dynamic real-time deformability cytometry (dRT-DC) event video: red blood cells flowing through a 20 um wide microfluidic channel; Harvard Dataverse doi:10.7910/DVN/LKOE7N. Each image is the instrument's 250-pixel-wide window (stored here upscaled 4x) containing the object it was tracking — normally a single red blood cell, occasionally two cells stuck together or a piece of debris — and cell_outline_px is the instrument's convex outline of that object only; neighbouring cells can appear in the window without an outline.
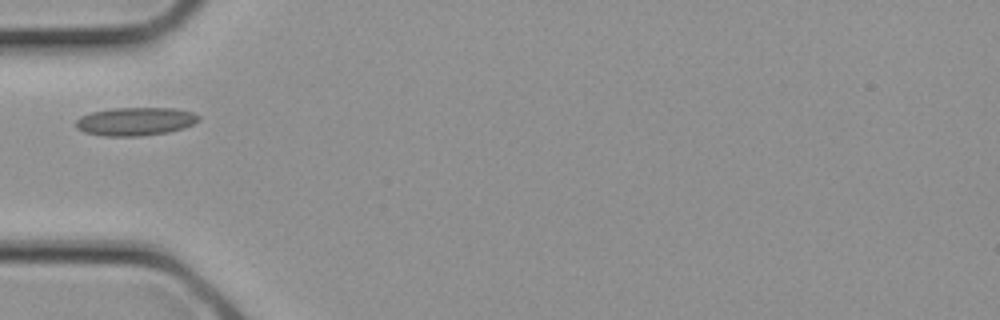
{"species": "common noctule bat (a hibernating species)", "species_latin": "Nyctalus noctula", "temperature_condition": "cold", "stored_images_in_passage": 1, "camera_frame_rate_fps": 3000, "um_per_image_px": 0.085, "animal": {"sex": "female", "body_mass_g": 21.9}, "frame": {"image": 1, "passage_image": 1, "time_ms": 0.0, "image_size_px": [1000, 320], "cell_outline_px": [[200, 120], [184, 128], [168, 132], [140, 136], [104, 136], [84, 132], [76, 128], [76, 120], [80, 116], [92, 112], [112, 108], [172, 108], [192, 112], [200, 116]], "centroid_in_image_um": [11.5, 10.32], "position_along_channel_um": 73.5, "area_um2": 20.23}}